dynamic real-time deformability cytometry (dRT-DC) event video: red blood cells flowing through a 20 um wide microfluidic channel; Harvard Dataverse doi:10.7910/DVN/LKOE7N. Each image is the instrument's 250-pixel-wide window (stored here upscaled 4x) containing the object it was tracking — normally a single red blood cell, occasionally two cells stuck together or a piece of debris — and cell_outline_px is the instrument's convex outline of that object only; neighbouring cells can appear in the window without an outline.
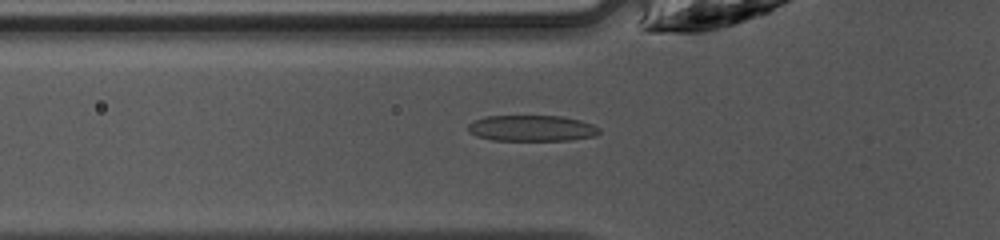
{"species": "common noctule bat (a hibernating species)", "species_latin": "Nyctalus noctula", "temperature_condition": "warm", "stored_images_in_passage": 47, "camera_frame_rate_fps": 3000, "um_per_image_px": 0.085, "animal": {"sex": "female", "body_mass_g": 10.0, "forearm_length_mm": 53.1}, "frame": {"image": 1, "passage_image": 16, "time_ms": 5.0, "image_size_px": [1000, 240], "cell_outline_px": [[600, 132], [596, 136], [568, 140], [492, 140], [476, 136], [468, 132], [468, 124], [472, 120], [488, 116], [560, 116], [580, 120], [592, 124], [600, 128]], "centroid_in_image_um": [45.18, 10.9], "position_along_channel_um": 80.6, "area_um2": 19.94}}
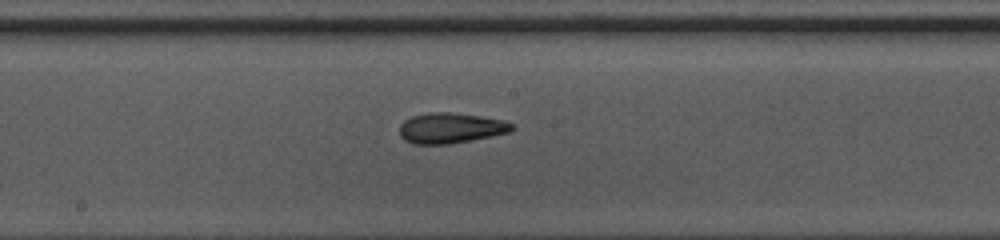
{"frame": {"image": 2, "passage_image": 25, "time_ms": 8.0, "image_size_px": [1000, 240], "cell_outline_px": [[516, 128], [508, 132], [492, 136], [448, 144], [412, 144], [404, 140], [400, 136], [400, 124], [404, 120], [412, 116], [428, 112], [448, 112], [480, 116], [504, 120], [512, 124]], "centroid_in_image_um": [38.28, 10.88], "position_along_channel_um": 209.9, "area_um2": 19.94}}
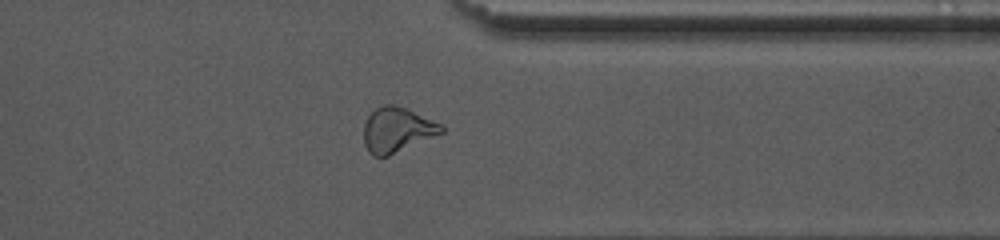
{"frame": {"image": 3, "passage_image": 37, "time_ms": 12.0, "image_size_px": [1000, 240], "cell_outline_px": [[444, 132], [388, 156], [372, 156], [368, 152], [364, 144], [364, 124], [368, 116], [376, 108], [384, 104], [392, 104], [404, 108], [444, 124]], "centroid_in_image_um": [33.75, 11.04], "position_along_channel_um": 377.7, "area_um2": 20.23}, "authors_computed_cell_mechanics": {"area_um2": 20.1722, "velocity_mm_per_s": 4.268, "shape_relaxation_time_tau1_ms": 5.1873, "shape_relaxation_time_tau2_ms": 3.2674, "deformation_change_tau1": 0.177, "deformation_change_tau2": 0.1227}}